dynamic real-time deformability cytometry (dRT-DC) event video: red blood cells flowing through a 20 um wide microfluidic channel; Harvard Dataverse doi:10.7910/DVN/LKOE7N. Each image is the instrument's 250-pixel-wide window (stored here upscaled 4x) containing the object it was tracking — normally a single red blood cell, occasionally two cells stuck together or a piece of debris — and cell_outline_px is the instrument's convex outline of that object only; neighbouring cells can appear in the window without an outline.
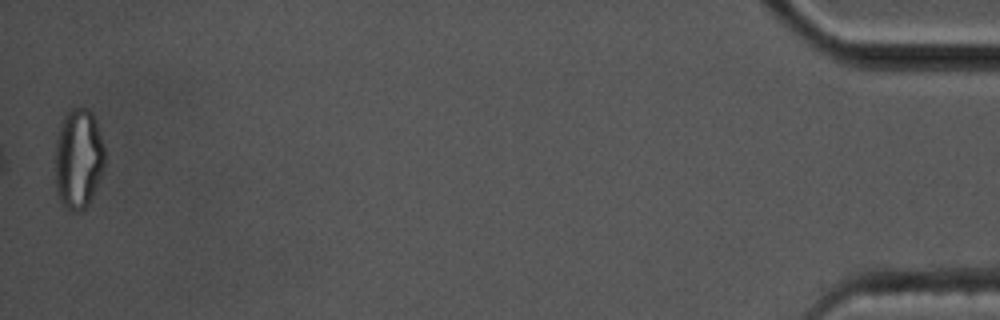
{"species": "common noctule bat (a hibernating species)", "species_latin": "Nyctalus noctula", "temperature_condition": "cold", "stored_images_in_passage": 41, "segment_of_instrument_passage": [2, 2], "camera_frame_rate_fps": 3000, "um_per_image_px": 0.085, "animal": {"sex": "male", "body_mass_g": 17.5, "forearm_length_mm": 52.3}, "frame": {"image": 1, "passage_image": 41, "time_ms": 13.333, "image_size_px": [1000, 320], "cell_outline_px": [[104, 164], [100, 176], [92, 196], [88, 204], [80, 212], [68, 212], [60, 204], [56, 192], [56, 140], [60, 124], [64, 116], [72, 108], [88, 108], [92, 112], [104, 148]], "centroid_in_image_um": [6.63, 13.54], "position_along_channel_um": 428.6, "area_um2": 28.9}}